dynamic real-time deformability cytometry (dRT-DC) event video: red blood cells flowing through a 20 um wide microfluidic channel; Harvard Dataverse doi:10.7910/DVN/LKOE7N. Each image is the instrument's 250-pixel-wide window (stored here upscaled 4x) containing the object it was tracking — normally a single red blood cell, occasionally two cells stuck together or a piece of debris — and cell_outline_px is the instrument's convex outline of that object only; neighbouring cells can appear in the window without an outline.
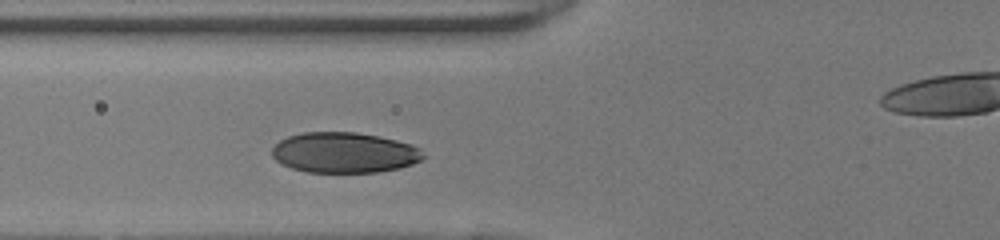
{"species": "human", "species_latin": "Homo sapiens", "temperature_condition": "room temperature", "stored_images_in_passage": 33, "camera_frame_rate_fps": 3000, "um_per_image_px": 0.085, "donor": {"sex": "female"}, "frame": {"image": 1, "passage_image": 11, "time_ms": 3.333, "image_size_px": [1000, 240], "cell_outline_px": [[428, 156], [412, 164], [400, 168], [376, 172], [308, 172], [292, 168], [276, 160], [272, 156], [272, 148], [280, 140], [288, 136], [304, 132], [356, 132], [380, 136], [412, 144], [420, 148]], "centroid_in_image_um": [29.31, 12.96], "position_along_channel_um": 96.5, "area_um2": 35.84}}
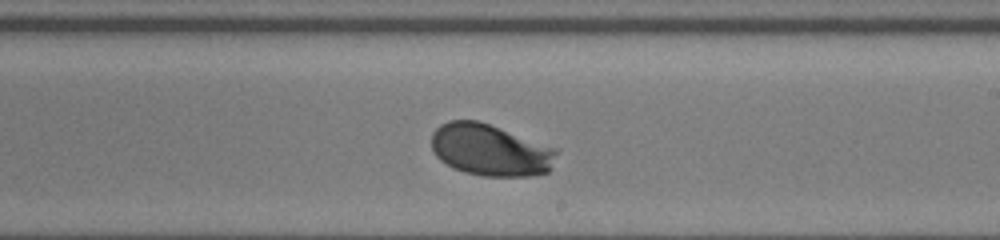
{"frame": {"image": 2, "passage_image": 22, "time_ms": 7.0, "image_size_px": [1000, 240], "cell_outline_px": [[560, 148], [552, 168], [548, 172], [528, 176], [484, 176], [464, 172], [452, 168], [440, 160], [436, 156], [432, 148], [432, 132], [440, 124], [448, 120], [476, 120]], "centroid_in_image_um": [41.71, 12.75], "position_along_channel_um": 247.3, "area_um2": 38.15}}
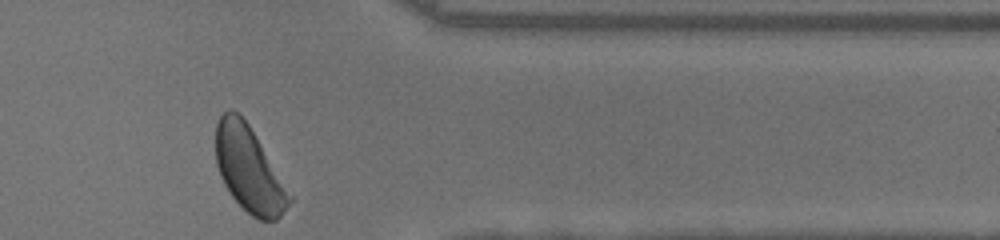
{"frame": {"image": 3, "passage_image": 33, "time_ms": 10.667, "image_size_px": [1000, 240], "cell_outline_px": [[292, 200], [280, 216], [276, 220], [260, 220], [252, 216], [232, 196], [224, 184], [220, 176], [216, 164], [216, 124], [220, 116], [228, 108], [232, 108], [248, 124], [292, 196]], "centroid_in_image_um": [21.14, 14.39], "position_along_channel_um": 390.3, "area_um2": 35.89}, "authors_computed_cell_mechanics": {"area_um2": 36.7608, "velocity_mm_per_s": 4.1301, "shape_relaxation_time_tau1_ms": 1.5752, "shape_relaxation_time_tau2_ms": null, "deformation_change_tau1": 0.1269, "deformation_change_tau2": null}}